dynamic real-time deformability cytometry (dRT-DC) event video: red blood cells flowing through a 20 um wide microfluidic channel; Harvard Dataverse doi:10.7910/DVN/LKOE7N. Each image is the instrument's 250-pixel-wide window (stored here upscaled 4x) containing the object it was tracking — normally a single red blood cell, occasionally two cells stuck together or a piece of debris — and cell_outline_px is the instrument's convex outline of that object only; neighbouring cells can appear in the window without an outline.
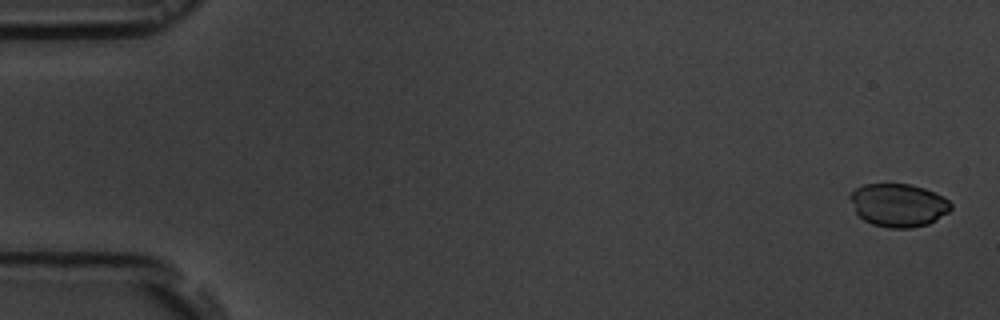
{"species": "common noctule bat (a hibernating species)", "species_latin": "Nyctalus noctula", "temperature_condition": "room temperature", "stored_images_in_passage": 5, "camera_frame_rate_fps": 3000, "um_per_image_px": 0.085, "animal": {"sex": "male", "body_mass_g": 19.5, "forearm_length_mm": 54.6}, "frame": {"image": 1, "passage_image": 1, "time_ms": 0.0, "image_size_px": [1000, 320], "cell_outline_px": [[952, 208], [948, 212], [928, 224], [912, 228], [888, 228], [872, 224], [864, 220], [856, 212], [848, 196], [856, 188], [864, 184], [912, 184], [924, 188], [944, 196], [952, 204]], "centroid_in_image_um": [76.37, 17.43], "position_along_channel_um": 8.6, "area_um2": 25.37}}